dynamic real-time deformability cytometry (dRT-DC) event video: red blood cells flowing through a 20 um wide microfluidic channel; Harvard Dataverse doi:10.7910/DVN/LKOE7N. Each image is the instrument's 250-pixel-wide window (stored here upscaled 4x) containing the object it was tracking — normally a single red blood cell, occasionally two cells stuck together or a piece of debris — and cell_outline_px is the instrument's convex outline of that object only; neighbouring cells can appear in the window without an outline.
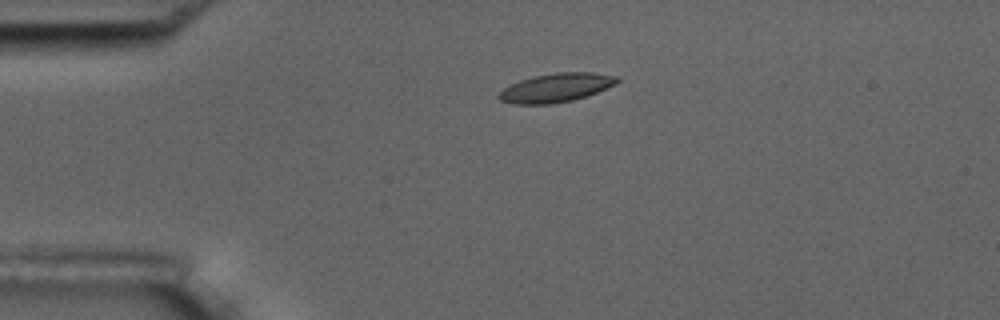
{"species": "common noctule bat (a hibernating species)", "species_latin": "Nyctalus noctula", "temperature_condition": "room temperature", "stored_images_in_passage": 5, "camera_frame_rate_fps": 3000, "um_per_image_px": 0.085, "animal": {"sex": "male", "body_mass_g": 17.5, "forearm_length_mm": 52.3}, "frame": {"image": 1, "passage_image": 4, "time_ms": 3.333, "image_size_px": [1000, 320], "cell_outline_px": [[620, 80], [616, 84], [596, 92], [572, 100], [548, 104], [512, 104], [500, 100], [496, 96], [504, 88], [520, 80], [532, 76], [556, 72], [592, 72], [616, 76]], "centroid_in_image_um": [47.24, 7.45], "position_along_channel_um": 37.8, "area_um2": 19.71}}